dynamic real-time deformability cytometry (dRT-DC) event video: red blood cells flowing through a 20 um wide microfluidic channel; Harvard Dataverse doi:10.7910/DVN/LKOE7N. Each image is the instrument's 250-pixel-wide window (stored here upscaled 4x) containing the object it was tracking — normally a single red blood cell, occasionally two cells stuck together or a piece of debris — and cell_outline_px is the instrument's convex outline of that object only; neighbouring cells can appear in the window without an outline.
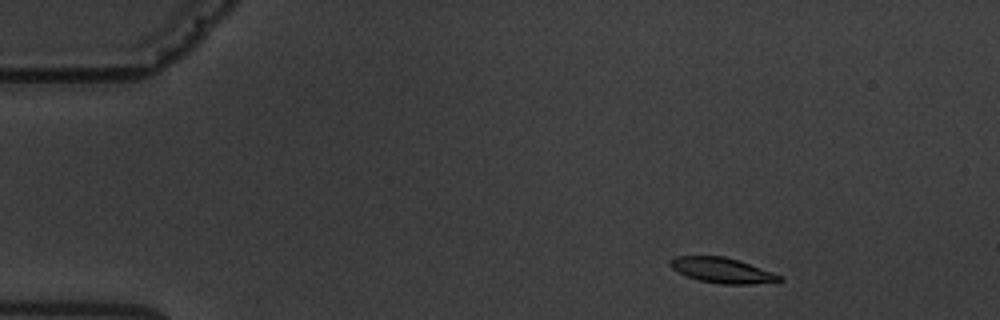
{"species": "common noctule bat (a hibernating species)", "species_latin": "Nyctalus noctula", "temperature_condition": "warm", "stored_images_in_passage": 3, "camera_frame_rate_fps": 3000, "um_per_image_px": 0.085, "animal": {"sex": "male", "body_mass_g": 19.5, "forearm_length_mm": 54.6}, "frame": {"image": 1, "passage_image": 1, "time_ms": 0.0, "image_size_px": [1000, 320], "cell_outline_px": [[784, 280], [752, 284], [720, 284], [700, 280], [688, 276], [672, 268], [668, 264], [668, 260], [676, 256], [724, 256], [772, 272], [780, 276]], "centroid_in_image_um": [61.33, 22.97], "position_along_channel_um": 23.7, "area_um2": 15.72}}